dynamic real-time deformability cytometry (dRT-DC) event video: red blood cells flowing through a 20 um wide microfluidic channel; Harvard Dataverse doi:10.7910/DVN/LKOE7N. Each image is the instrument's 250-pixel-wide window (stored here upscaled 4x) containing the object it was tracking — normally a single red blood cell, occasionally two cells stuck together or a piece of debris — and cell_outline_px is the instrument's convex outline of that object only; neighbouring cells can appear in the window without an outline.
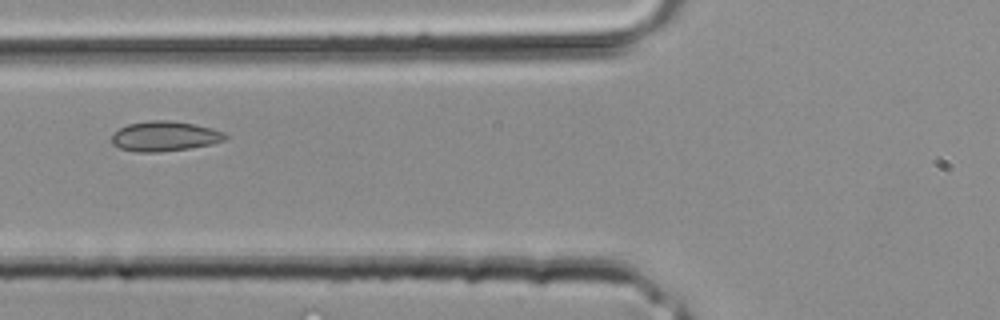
{"species": "common noctule bat (a hibernating species)", "species_latin": "Nyctalus noctula", "temperature_condition": "room temperature", "stored_images_in_passage": 5, "segment_of_instrument_passage": [2, 2], "camera_frame_rate_fps": 3000, "um_per_image_px": 0.085, "animal": {"sex": "male", "body_mass_g": 20.4}, "frame": {"image": 1, "passage_image": 5, "time_ms": 1.333, "image_size_px": [1000, 320], "cell_outline_px": [[228, 136], [224, 140], [212, 144], [188, 148], [160, 152], [136, 152], [120, 148], [112, 144], [112, 132], [128, 124], [148, 120], [172, 120], [192, 124], [224, 132]], "centroid_in_image_um": [13.95, 11.58], "position_along_channel_um": 111.8, "area_um2": 19.77}}